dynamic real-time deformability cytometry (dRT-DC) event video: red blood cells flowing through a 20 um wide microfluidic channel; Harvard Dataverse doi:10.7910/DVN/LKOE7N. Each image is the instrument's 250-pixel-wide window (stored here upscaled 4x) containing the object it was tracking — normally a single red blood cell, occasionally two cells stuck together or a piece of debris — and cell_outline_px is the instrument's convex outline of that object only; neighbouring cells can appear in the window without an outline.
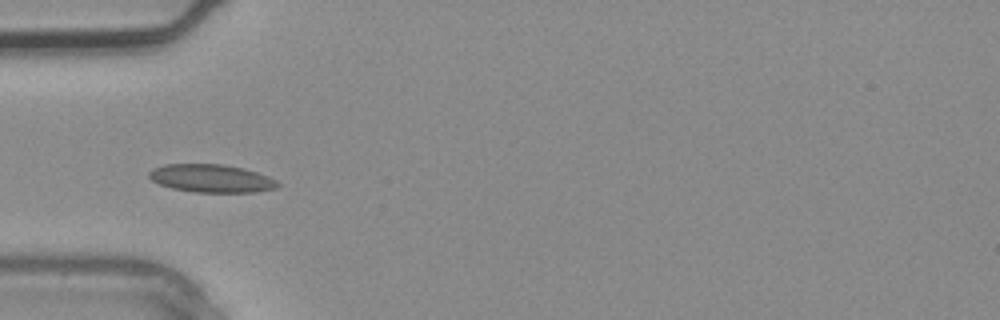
{"species": "common noctule bat (a hibernating species)", "species_latin": "Nyctalus noctula", "temperature_condition": "warm", "stored_images_in_passage": 2, "camera_frame_rate_fps": 3000, "um_per_image_px": 0.085, "animal": {"sex": "male", "body_mass_g": 20.4}, "frame": {"image": 1, "passage_image": 2, "time_ms": 0.333, "image_size_px": [1000, 320], "cell_outline_px": [[280, 184], [276, 188], [256, 192], [196, 192], [172, 188], [160, 184], [152, 180], [148, 176], [148, 172], [152, 168], [164, 164], [224, 164], [244, 168], [268, 176], [276, 180]], "centroid_in_image_um": [17.96, 15.15], "position_along_channel_um": 67.0, "area_um2": 21.04}}